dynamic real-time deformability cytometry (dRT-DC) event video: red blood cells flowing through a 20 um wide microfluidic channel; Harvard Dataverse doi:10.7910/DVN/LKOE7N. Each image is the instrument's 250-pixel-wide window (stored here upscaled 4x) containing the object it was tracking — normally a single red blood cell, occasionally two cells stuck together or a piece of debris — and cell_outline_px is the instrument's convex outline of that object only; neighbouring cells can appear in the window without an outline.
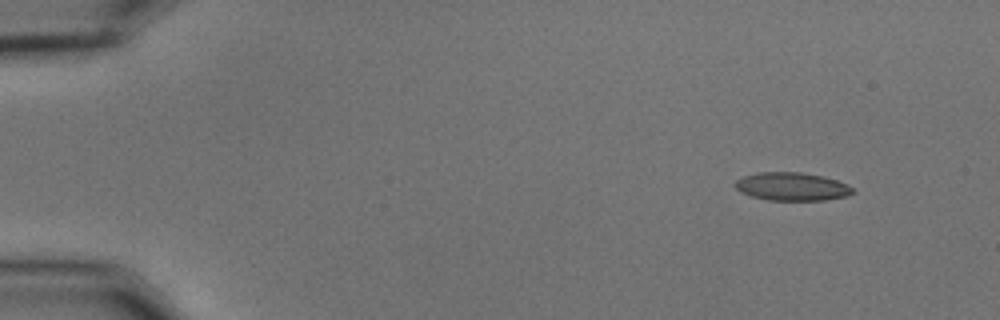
{"species": "common noctule bat (a hibernating species)", "species_latin": "Nyctalus noctula", "temperature_condition": "cold", "stored_images_in_passage": 51, "camera_frame_rate_fps": 3000, "um_per_image_px": 0.085, "animal": {"sex": "male", "body_mass_g": 15.6}, "frame": {"image": 1, "passage_image": 1, "time_ms": 0.0, "image_size_px": [1000, 320], "cell_outline_px": [[856, 192], [848, 196], [824, 200], [768, 200], [752, 196], [740, 192], [732, 184], [736, 180], [744, 176], [756, 172], [800, 172], [820, 176], [836, 180], [848, 184]], "centroid_in_image_um": [67.3, 15.86], "position_along_channel_um": 17.7, "area_um2": 19.36}}
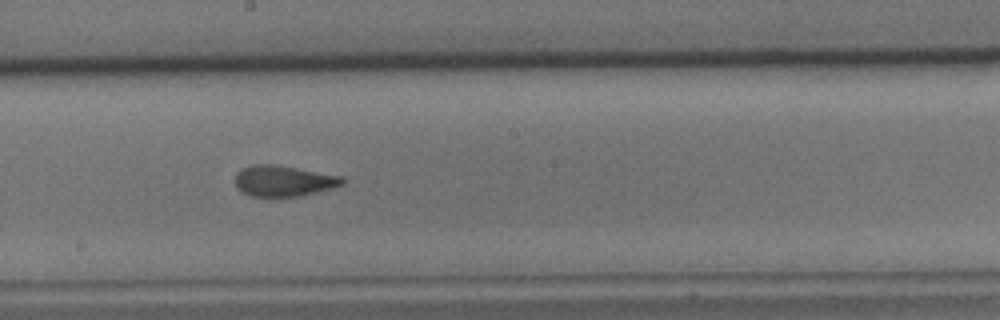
{"frame": {"image": 2, "passage_image": 27, "time_ms": 8.667, "image_size_px": [1000, 320], "cell_outline_px": [[344, 184], [332, 188], [296, 196], [252, 196], [236, 188], [236, 172], [240, 168], [252, 164], [272, 164], [344, 176]], "centroid_in_image_um": [24.08, 15.36], "position_along_channel_um": 224.1, "area_um2": 19.13}}
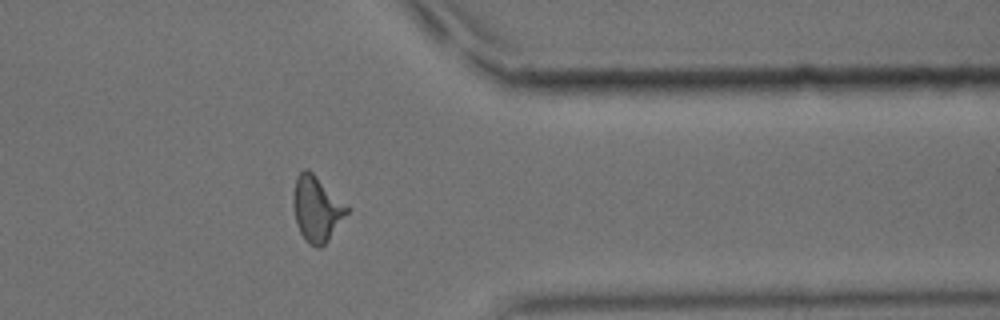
{"frame": {"image": 3, "passage_image": 41, "time_ms": 13.333, "image_size_px": [1000, 320], "cell_outline_px": [[348, 212], [328, 240], [320, 248], [316, 248], [308, 244], [304, 240], [300, 232], [296, 220], [292, 204], [292, 196], [296, 176], [304, 168], [308, 168], [348, 208]], "centroid_in_image_um": [26.86, 17.76], "position_along_channel_um": 384.5, "area_um2": 20.11}, "authors_computed_cell_mechanics": {"area_um2": 19.5942, "velocity_mm_per_s": 3.6161, "shape_relaxation_time_tau1_ms": 5.6828, "shape_relaxation_time_tau2_ms": 1.3125, "deformation_change_tau1": 0.1671, "deformation_change_tau2": 0.096}}